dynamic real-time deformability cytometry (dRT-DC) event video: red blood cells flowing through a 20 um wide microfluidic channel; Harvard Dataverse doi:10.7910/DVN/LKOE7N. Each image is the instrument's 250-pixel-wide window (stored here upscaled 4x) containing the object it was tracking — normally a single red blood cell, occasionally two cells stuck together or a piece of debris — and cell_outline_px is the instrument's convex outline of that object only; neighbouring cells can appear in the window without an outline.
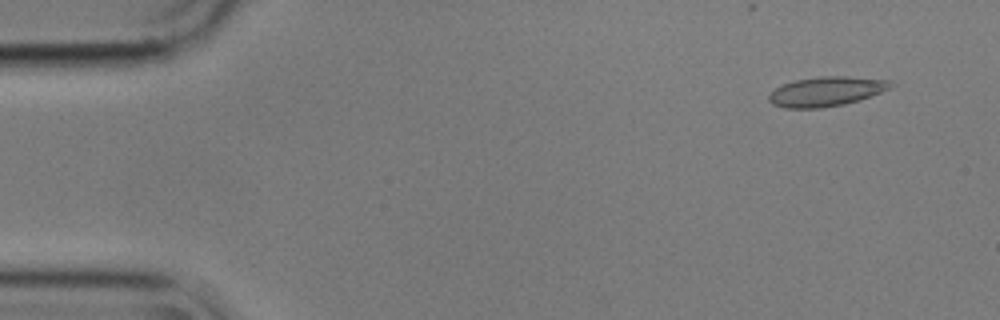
{"species": "common noctule bat (a hibernating species)", "species_latin": "Nyctalus noctula", "temperature_condition": "cold", "stored_images_in_passage": 6, "camera_frame_rate_fps": 3000, "um_per_image_px": 0.085, "animal": {"sex": "male", "body_mass_g": 17.9}, "frame": {"image": 1, "passage_image": 1, "time_ms": 0.0, "image_size_px": [1000, 320], "cell_outline_px": [[896, 84], [892, 88], [860, 100], [844, 104], [820, 108], [784, 108], [772, 104], [768, 100], [768, 96], [780, 84], [796, 80], [820, 76], [844, 76], [888, 80]], "centroid_in_image_um": [70.24, 7.77], "position_along_channel_um": 14.8, "area_um2": 21.1}}
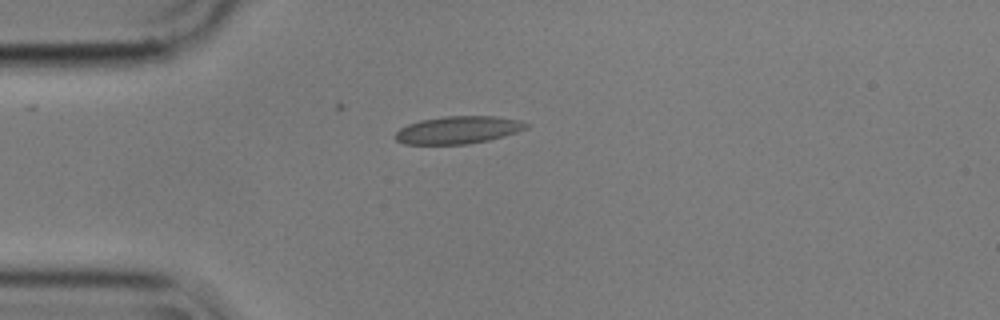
{"frame": {"image": 2, "passage_image": 4, "time_ms": 1.0, "image_size_px": [1000, 320], "cell_outline_px": [[532, 124], [528, 128], [504, 136], [488, 140], [468, 144], [404, 144], [396, 140], [396, 132], [400, 128], [408, 124], [420, 120], [444, 116], [496, 116], [520, 120]], "centroid_in_image_um": [38.98, 11.04], "position_along_channel_um": 46.0, "area_um2": 21.1}}
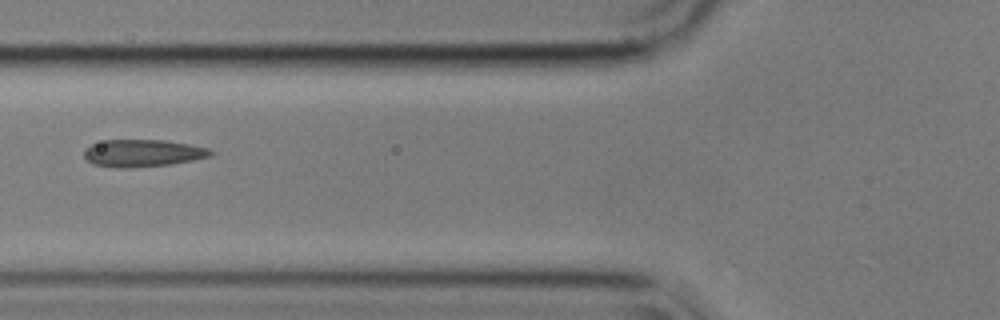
{"frame": {"image": 3, "passage_image": 6, "time_ms": 1.667, "image_size_px": [1000, 320], "cell_outline_px": [[216, 152], [212, 156], [192, 160], [168, 164], [132, 168], [116, 168], [92, 164], [84, 156], [84, 152], [92, 144], [104, 140], [164, 140], [188, 144], [208, 148]], "centroid_in_image_um": [12.15, 13.02], "position_along_channel_um": 113.7, "area_um2": 20.06}}